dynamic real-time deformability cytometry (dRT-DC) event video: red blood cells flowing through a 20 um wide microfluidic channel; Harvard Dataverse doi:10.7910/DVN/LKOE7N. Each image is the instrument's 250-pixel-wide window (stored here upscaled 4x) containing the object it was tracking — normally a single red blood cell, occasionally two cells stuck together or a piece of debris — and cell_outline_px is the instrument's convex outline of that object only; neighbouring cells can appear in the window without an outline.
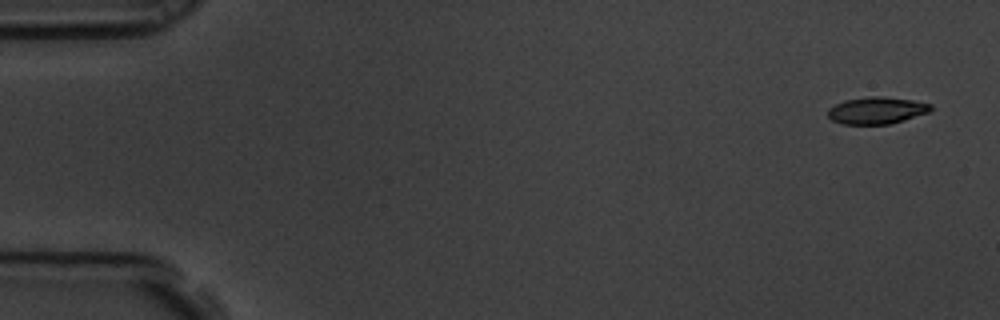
{"species": "common noctule bat (a hibernating species)", "species_latin": "Nyctalus noctula", "temperature_condition": "room temperature", "stored_images_in_passage": 3, "camera_frame_rate_fps": 3000, "um_per_image_px": 0.085, "animal": {"sex": "male", "body_mass_g": 19.5, "forearm_length_mm": 54.6}, "frame": {"image": 1, "passage_image": 1, "time_ms": 0.0, "image_size_px": [1000, 320], "cell_outline_px": [[932, 108], [928, 112], [904, 120], [888, 124], [840, 124], [832, 120], [828, 116], [828, 108], [844, 100], [868, 96], [880, 96], [912, 100], [932, 104]], "centroid_in_image_um": [74.49, 9.38], "position_along_channel_um": 10.5, "area_um2": 16.13}}